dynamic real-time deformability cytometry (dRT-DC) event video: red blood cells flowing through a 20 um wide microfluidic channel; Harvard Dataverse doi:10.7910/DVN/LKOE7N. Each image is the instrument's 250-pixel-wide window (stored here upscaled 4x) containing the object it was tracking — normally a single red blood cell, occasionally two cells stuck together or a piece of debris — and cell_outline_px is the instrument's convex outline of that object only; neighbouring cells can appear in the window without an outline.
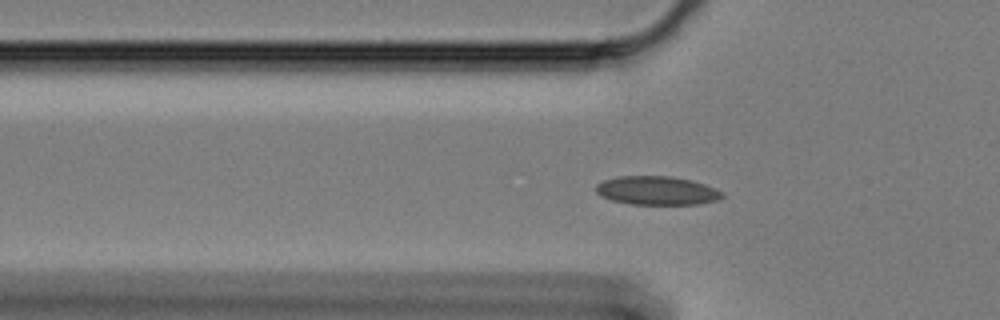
{"species": "Egyptian fruit bat (a non-hibernating species)", "species_latin": "Rousettus aegyptiacus", "temperature_condition": "cold", "stored_images_in_passage": 45, "camera_frame_rate_fps": 3000, "um_per_image_px": 0.085, "animal": {"sex": "female"}, "frame": {"image": 1, "passage_image": 3, "time_ms": 0.667, "image_size_px": [1000, 320], "cell_outline_px": [[724, 196], [720, 200], [700, 204], [628, 204], [612, 200], [600, 196], [596, 192], [596, 184], [604, 180], [616, 176], [668, 176], [692, 180], [716, 188], [724, 192]], "centroid_in_image_um": [55.86, 16.2], "position_along_channel_um": 69.9, "area_um2": 21.33}}
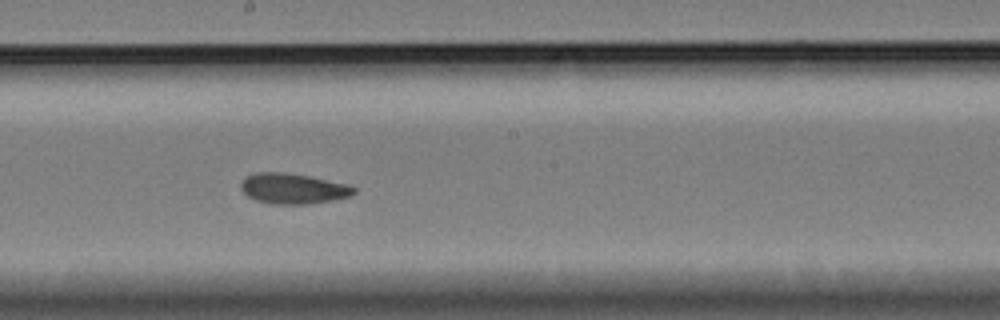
{"frame": {"image": 2, "passage_image": 17, "time_ms": 5.333, "image_size_px": [1000, 320], "cell_outline_px": [[356, 192], [352, 196], [332, 200], [308, 204], [272, 204], [256, 200], [248, 196], [240, 188], [240, 184], [248, 176], [260, 172], [280, 172], [308, 176], [348, 184], [356, 188]], "centroid_in_image_um": [24.95, 16.04], "position_along_channel_um": 223.3, "area_um2": 19.88}}
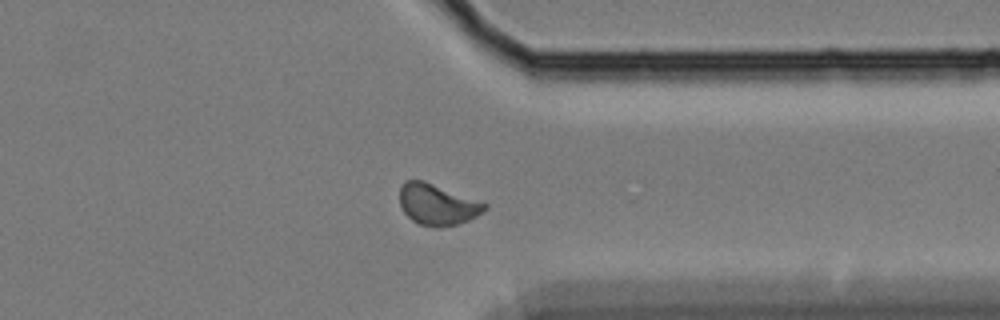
{"frame": {"image": 3, "passage_image": 31, "time_ms": 10.0, "image_size_px": [1000, 320], "cell_outline_px": [[488, 208], [484, 212], [468, 220], [456, 224], [436, 228], [420, 224], [412, 220], [404, 212], [400, 204], [400, 184], [404, 180], [424, 180], [488, 204]], "centroid_in_image_um": [37.16, 17.37], "position_along_channel_um": 374.2, "area_um2": 20.35}, "authors_computed_cell_mechanics": {"area_um2": 19.7098, "velocity_mm_per_s": 3.2772, "shape_relaxation_time_tau1_ms": null, "shape_relaxation_time_tau2_ms": 3.0821, "deformation_change_tau1": null, "deformation_change_tau2": 0.0555}}